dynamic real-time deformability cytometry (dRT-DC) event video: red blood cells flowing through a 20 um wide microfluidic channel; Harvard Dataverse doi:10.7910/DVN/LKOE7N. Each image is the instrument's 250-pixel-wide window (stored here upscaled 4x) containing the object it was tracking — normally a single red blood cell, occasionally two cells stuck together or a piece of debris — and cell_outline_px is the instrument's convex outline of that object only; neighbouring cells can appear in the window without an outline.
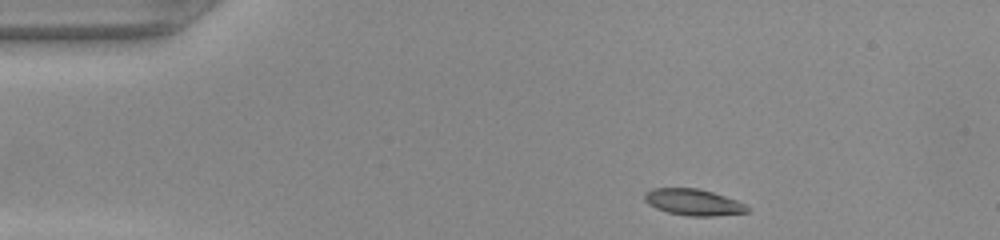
{"species": "common noctule bat (a hibernating species)", "species_latin": "Nyctalus noctula", "temperature_condition": "warm", "stored_images_in_passage": 42, "camera_frame_rate_fps": 3000, "um_per_image_px": 0.085, "animal": {"sex": "female", "body_mass_g": 22.0, "forearm_length_mm": 56.7}, "frame": {"image": 1, "passage_image": 1, "time_ms": 0.0, "image_size_px": [1000, 240], "cell_outline_px": [[752, 208], [748, 212], [712, 216], [688, 216], [668, 212], [656, 208], [648, 204], [644, 200], [644, 192], [652, 188], [700, 188], [736, 200]], "centroid_in_image_um": [58.92, 17.18], "position_along_channel_um": 26.1, "area_um2": 15.84}}
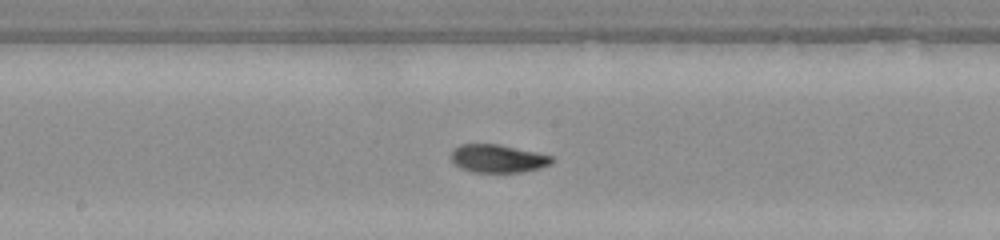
{"frame": {"image": 2, "passage_image": 19, "time_ms": 6.0, "image_size_px": [1000, 240], "cell_outline_px": [[552, 164], [540, 168], [524, 172], [472, 172], [460, 168], [448, 156], [452, 148], [460, 144], [500, 144], [552, 156]], "centroid_in_image_um": [42.26, 13.47], "position_along_channel_um": 205.9, "area_um2": 16.65}}
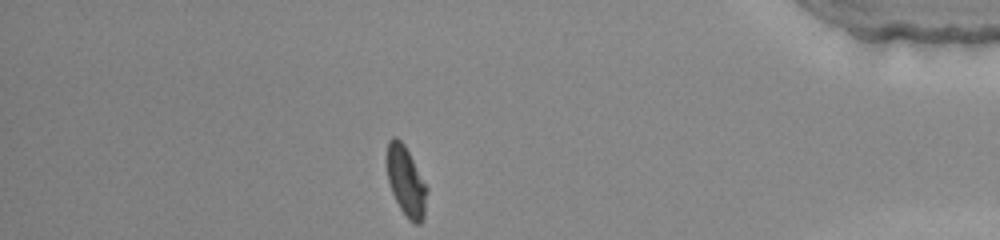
{"frame": {"image": 3, "passage_image": 36, "time_ms": 11.667, "image_size_px": [1000, 240], "cell_outline_px": [[428, 192], [424, 216], [420, 224], [412, 224], [408, 220], [400, 208], [392, 192], [388, 180], [388, 140], [392, 136], [396, 136], [404, 144], [428, 188]], "centroid_in_image_um": [34.54, 15.46], "position_along_channel_um": 400.7, "area_um2": 16.13}}